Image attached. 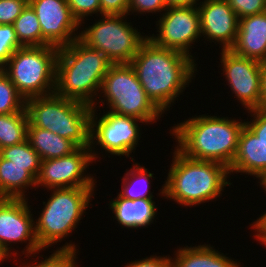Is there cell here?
Listing matches in <instances>:
<instances>
[{
	"label": "cell",
	"instance_id": "cell-26",
	"mask_svg": "<svg viewBox=\"0 0 266 267\" xmlns=\"http://www.w3.org/2000/svg\"><path fill=\"white\" fill-rule=\"evenodd\" d=\"M0 156L18 166H28V171L36 179L38 178L41 158L27 139L19 144L0 149Z\"/></svg>",
	"mask_w": 266,
	"mask_h": 267
},
{
	"label": "cell",
	"instance_id": "cell-25",
	"mask_svg": "<svg viewBox=\"0 0 266 267\" xmlns=\"http://www.w3.org/2000/svg\"><path fill=\"white\" fill-rule=\"evenodd\" d=\"M19 43L23 46H42V32L35 11L28 4L13 23Z\"/></svg>",
	"mask_w": 266,
	"mask_h": 267
},
{
	"label": "cell",
	"instance_id": "cell-18",
	"mask_svg": "<svg viewBox=\"0 0 266 267\" xmlns=\"http://www.w3.org/2000/svg\"><path fill=\"white\" fill-rule=\"evenodd\" d=\"M230 50L260 62L266 60V12L239 19V28Z\"/></svg>",
	"mask_w": 266,
	"mask_h": 267
},
{
	"label": "cell",
	"instance_id": "cell-17",
	"mask_svg": "<svg viewBox=\"0 0 266 267\" xmlns=\"http://www.w3.org/2000/svg\"><path fill=\"white\" fill-rule=\"evenodd\" d=\"M245 173L260 181L266 174V141L258 139L246 126L242 128L236 155L229 173Z\"/></svg>",
	"mask_w": 266,
	"mask_h": 267
},
{
	"label": "cell",
	"instance_id": "cell-7",
	"mask_svg": "<svg viewBox=\"0 0 266 267\" xmlns=\"http://www.w3.org/2000/svg\"><path fill=\"white\" fill-rule=\"evenodd\" d=\"M59 48L26 46L18 48L1 68L26 99L55 92Z\"/></svg>",
	"mask_w": 266,
	"mask_h": 267
},
{
	"label": "cell",
	"instance_id": "cell-21",
	"mask_svg": "<svg viewBox=\"0 0 266 267\" xmlns=\"http://www.w3.org/2000/svg\"><path fill=\"white\" fill-rule=\"evenodd\" d=\"M36 189L37 179L28 166H18L0 156V198L25 199L27 187Z\"/></svg>",
	"mask_w": 266,
	"mask_h": 267
},
{
	"label": "cell",
	"instance_id": "cell-32",
	"mask_svg": "<svg viewBox=\"0 0 266 267\" xmlns=\"http://www.w3.org/2000/svg\"><path fill=\"white\" fill-rule=\"evenodd\" d=\"M28 5V0H0V25L13 24Z\"/></svg>",
	"mask_w": 266,
	"mask_h": 267
},
{
	"label": "cell",
	"instance_id": "cell-23",
	"mask_svg": "<svg viewBox=\"0 0 266 267\" xmlns=\"http://www.w3.org/2000/svg\"><path fill=\"white\" fill-rule=\"evenodd\" d=\"M154 173L148 172V170L141 166L139 163H135L128 172L125 173L122 179V190L118 193L122 198L128 200L137 199H154L151 189V180ZM137 187V188H136Z\"/></svg>",
	"mask_w": 266,
	"mask_h": 267
},
{
	"label": "cell",
	"instance_id": "cell-11",
	"mask_svg": "<svg viewBox=\"0 0 266 267\" xmlns=\"http://www.w3.org/2000/svg\"><path fill=\"white\" fill-rule=\"evenodd\" d=\"M164 12L156 22L159 34H152L148 39L158 47L176 50L194 58L189 49L201 37L198 7H167Z\"/></svg>",
	"mask_w": 266,
	"mask_h": 267
},
{
	"label": "cell",
	"instance_id": "cell-10",
	"mask_svg": "<svg viewBox=\"0 0 266 267\" xmlns=\"http://www.w3.org/2000/svg\"><path fill=\"white\" fill-rule=\"evenodd\" d=\"M95 112L96 109L92 108L90 150L94 162L98 158V153L96 154L94 150L97 145L101 146L110 155L129 157L136 150L135 147H137L142 135L141 126H139L138 122L143 124L145 122L135 117L124 116L110 111L99 118ZM94 144L96 146H93Z\"/></svg>",
	"mask_w": 266,
	"mask_h": 267
},
{
	"label": "cell",
	"instance_id": "cell-3",
	"mask_svg": "<svg viewBox=\"0 0 266 267\" xmlns=\"http://www.w3.org/2000/svg\"><path fill=\"white\" fill-rule=\"evenodd\" d=\"M112 64L101 51L75 39L58 50L55 93L96 109L102 80Z\"/></svg>",
	"mask_w": 266,
	"mask_h": 267
},
{
	"label": "cell",
	"instance_id": "cell-9",
	"mask_svg": "<svg viewBox=\"0 0 266 267\" xmlns=\"http://www.w3.org/2000/svg\"><path fill=\"white\" fill-rule=\"evenodd\" d=\"M126 15H102L79 31V39L87 46L101 51L113 64L131 63L140 46L148 39L127 22Z\"/></svg>",
	"mask_w": 266,
	"mask_h": 267
},
{
	"label": "cell",
	"instance_id": "cell-30",
	"mask_svg": "<svg viewBox=\"0 0 266 267\" xmlns=\"http://www.w3.org/2000/svg\"><path fill=\"white\" fill-rule=\"evenodd\" d=\"M70 11L75 20L82 25L84 18L92 14H101L100 0H67ZM83 21V22H82Z\"/></svg>",
	"mask_w": 266,
	"mask_h": 267
},
{
	"label": "cell",
	"instance_id": "cell-34",
	"mask_svg": "<svg viewBox=\"0 0 266 267\" xmlns=\"http://www.w3.org/2000/svg\"><path fill=\"white\" fill-rule=\"evenodd\" d=\"M167 9L165 0H129V13H158L163 12Z\"/></svg>",
	"mask_w": 266,
	"mask_h": 267
},
{
	"label": "cell",
	"instance_id": "cell-20",
	"mask_svg": "<svg viewBox=\"0 0 266 267\" xmlns=\"http://www.w3.org/2000/svg\"><path fill=\"white\" fill-rule=\"evenodd\" d=\"M210 244L184 246L179 248L174 258H170V267H241V263L232 260Z\"/></svg>",
	"mask_w": 266,
	"mask_h": 267
},
{
	"label": "cell",
	"instance_id": "cell-16",
	"mask_svg": "<svg viewBox=\"0 0 266 267\" xmlns=\"http://www.w3.org/2000/svg\"><path fill=\"white\" fill-rule=\"evenodd\" d=\"M201 36L229 50L236 40L239 18L226 0H203L198 4Z\"/></svg>",
	"mask_w": 266,
	"mask_h": 267
},
{
	"label": "cell",
	"instance_id": "cell-40",
	"mask_svg": "<svg viewBox=\"0 0 266 267\" xmlns=\"http://www.w3.org/2000/svg\"><path fill=\"white\" fill-rule=\"evenodd\" d=\"M257 183H260V187H262L263 190L266 191V174L263 176V178L260 180V182H257Z\"/></svg>",
	"mask_w": 266,
	"mask_h": 267
},
{
	"label": "cell",
	"instance_id": "cell-12",
	"mask_svg": "<svg viewBox=\"0 0 266 267\" xmlns=\"http://www.w3.org/2000/svg\"><path fill=\"white\" fill-rule=\"evenodd\" d=\"M33 215L28 205V197L0 198V248L9 258L17 254L16 251L11 252L12 243L16 242L28 241L26 250L21 251L23 254L26 253L28 258L43 250L36 238ZM12 254L13 256H10Z\"/></svg>",
	"mask_w": 266,
	"mask_h": 267
},
{
	"label": "cell",
	"instance_id": "cell-33",
	"mask_svg": "<svg viewBox=\"0 0 266 267\" xmlns=\"http://www.w3.org/2000/svg\"><path fill=\"white\" fill-rule=\"evenodd\" d=\"M251 121H245V125L253 132L260 140L266 141V108H257L248 110Z\"/></svg>",
	"mask_w": 266,
	"mask_h": 267
},
{
	"label": "cell",
	"instance_id": "cell-24",
	"mask_svg": "<svg viewBox=\"0 0 266 267\" xmlns=\"http://www.w3.org/2000/svg\"><path fill=\"white\" fill-rule=\"evenodd\" d=\"M27 127L26 110L0 114V149L24 142L27 139Z\"/></svg>",
	"mask_w": 266,
	"mask_h": 267
},
{
	"label": "cell",
	"instance_id": "cell-31",
	"mask_svg": "<svg viewBox=\"0 0 266 267\" xmlns=\"http://www.w3.org/2000/svg\"><path fill=\"white\" fill-rule=\"evenodd\" d=\"M237 14L238 18H244L266 12V0H226Z\"/></svg>",
	"mask_w": 266,
	"mask_h": 267
},
{
	"label": "cell",
	"instance_id": "cell-27",
	"mask_svg": "<svg viewBox=\"0 0 266 267\" xmlns=\"http://www.w3.org/2000/svg\"><path fill=\"white\" fill-rule=\"evenodd\" d=\"M25 98L0 68V114L17 113L25 110Z\"/></svg>",
	"mask_w": 266,
	"mask_h": 267
},
{
	"label": "cell",
	"instance_id": "cell-35",
	"mask_svg": "<svg viewBox=\"0 0 266 267\" xmlns=\"http://www.w3.org/2000/svg\"><path fill=\"white\" fill-rule=\"evenodd\" d=\"M101 15H126L129 0H100Z\"/></svg>",
	"mask_w": 266,
	"mask_h": 267
},
{
	"label": "cell",
	"instance_id": "cell-8",
	"mask_svg": "<svg viewBox=\"0 0 266 267\" xmlns=\"http://www.w3.org/2000/svg\"><path fill=\"white\" fill-rule=\"evenodd\" d=\"M100 93L98 98L104 100L97 107H103L106 101L110 112L135 117L146 124L155 123L164 114L147 96L130 63L112 64L102 80Z\"/></svg>",
	"mask_w": 266,
	"mask_h": 267
},
{
	"label": "cell",
	"instance_id": "cell-19",
	"mask_svg": "<svg viewBox=\"0 0 266 267\" xmlns=\"http://www.w3.org/2000/svg\"><path fill=\"white\" fill-rule=\"evenodd\" d=\"M110 210L121 227L140 229L148 227L156 218L157 206L153 199L128 200L119 194L109 201Z\"/></svg>",
	"mask_w": 266,
	"mask_h": 267
},
{
	"label": "cell",
	"instance_id": "cell-38",
	"mask_svg": "<svg viewBox=\"0 0 266 267\" xmlns=\"http://www.w3.org/2000/svg\"><path fill=\"white\" fill-rule=\"evenodd\" d=\"M261 108H266V60L261 62Z\"/></svg>",
	"mask_w": 266,
	"mask_h": 267
},
{
	"label": "cell",
	"instance_id": "cell-2",
	"mask_svg": "<svg viewBox=\"0 0 266 267\" xmlns=\"http://www.w3.org/2000/svg\"><path fill=\"white\" fill-rule=\"evenodd\" d=\"M245 121L210 115L192 118L173 126L176 148L195 160L215 161L230 168Z\"/></svg>",
	"mask_w": 266,
	"mask_h": 267
},
{
	"label": "cell",
	"instance_id": "cell-14",
	"mask_svg": "<svg viewBox=\"0 0 266 267\" xmlns=\"http://www.w3.org/2000/svg\"><path fill=\"white\" fill-rule=\"evenodd\" d=\"M220 63L225 81L245 109L261 108V62L222 50Z\"/></svg>",
	"mask_w": 266,
	"mask_h": 267
},
{
	"label": "cell",
	"instance_id": "cell-1",
	"mask_svg": "<svg viewBox=\"0 0 266 267\" xmlns=\"http://www.w3.org/2000/svg\"><path fill=\"white\" fill-rule=\"evenodd\" d=\"M194 62L182 52L158 47L147 39L130 64L147 96L165 113L196 75Z\"/></svg>",
	"mask_w": 266,
	"mask_h": 267
},
{
	"label": "cell",
	"instance_id": "cell-41",
	"mask_svg": "<svg viewBox=\"0 0 266 267\" xmlns=\"http://www.w3.org/2000/svg\"><path fill=\"white\" fill-rule=\"evenodd\" d=\"M6 258L9 260L8 256L0 248V263L2 264V262H4Z\"/></svg>",
	"mask_w": 266,
	"mask_h": 267
},
{
	"label": "cell",
	"instance_id": "cell-15",
	"mask_svg": "<svg viewBox=\"0 0 266 267\" xmlns=\"http://www.w3.org/2000/svg\"><path fill=\"white\" fill-rule=\"evenodd\" d=\"M28 4L40 23L42 46L61 48L79 38L80 24L72 16L67 0H28Z\"/></svg>",
	"mask_w": 266,
	"mask_h": 267
},
{
	"label": "cell",
	"instance_id": "cell-37",
	"mask_svg": "<svg viewBox=\"0 0 266 267\" xmlns=\"http://www.w3.org/2000/svg\"><path fill=\"white\" fill-rule=\"evenodd\" d=\"M266 212V211H265ZM263 213L257 220L253 221L251 228L255 230L256 240L260 241L266 247V213Z\"/></svg>",
	"mask_w": 266,
	"mask_h": 267
},
{
	"label": "cell",
	"instance_id": "cell-36",
	"mask_svg": "<svg viewBox=\"0 0 266 267\" xmlns=\"http://www.w3.org/2000/svg\"><path fill=\"white\" fill-rule=\"evenodd\" d=\"M125 267H170V256H152L151 257H145L141 260H135L127 265Z\"/></svg>",
	"mask_w": 266,
	"mask_h": 267
},
{
	"label": "cell",
	"instance_id": "cell-39",
	"mask_svg": "<svg viewBox=\"0 0 266 267\" xmlns=\"http://www.w3.org/2000/svg\"><path fill=\"white\" fill-rule=\"evenodd\" d=\"M165 2L167 7H190L200 3L199 0H165Z\"/></svg>",
	"mask_w": 266,
	"mask_h": 267
},
{
	"label": "cell",
	"instance_id": "cell-29",
	"mask_svg": "<svg viewBox=\"0 0 266 267\" xmlns=\"http://www.w3.org/2000/svg\"><path fill=\"white\" fill-rule=\"evenodd\" d=\"M23 47L16 36L13 24L0 25V68L10 59L12 54Z\"/></svg>",
	"mask_w": 266,
	"mask_h": 267
},
{
	"label": "cell",
	"instance_id": "cell-22",
	"mask_svg": "<svg viewBox=\"0 0 266 267\" xmlns=\"http://www.w3.org/2000/svg\"><path fill=\"white\" fill-rule=\"evenodd\" d=\"M27 140L39 154L41 160L64 157L78 148L73 141L60 137L49 130L31 126L29 123Z\"/></svg>",
	"mask_w": 266,
	"mask_h": 267
},
{
	"label": "cell",
	"instance_id": "cell-5",
	"mask_svg": "<svg viewBox=\"0 0 266 267\" xmlns=\"http://www.w3.org/2000/svg\"><path fill=\"white\" fill-rule=\"evenodd\" d=\"M25 110L31 126L49 130L78 147H90L91 106L54 92L26 99Z\"/></svg>",
	"mask_w": 266,
	"mask_h": 267
},
{
	"label": "cell",
	"instance_id": "cell-13",
	"mask_svg": "<svg viewBox=\"0 0 266 267\" xmlns=\"http://www.w3.org/2000/svg\"><path fill=\"white\" fill-rule=\"evenodd\" d=\"M93 161L90 147H78L64 157L41 160L37 188H95L96 180L93 175L85 173Z\"/></svg>",
	"mask_w": 266,
	"mask_h": 267
},
{
	"label": "cell",
	"instance_id": "cell-4",
	"mask_svg": "<svg viewBox=\"0 0 266 267\" xmlns=\"http://www.w3.org/2000/svg\"><path fill=\"white\" fill-rule=\"evenodd\" d=\"M174 148L171 168L159 195L192 207L220 197L224 188L232 184L227 180L230 173L224 164L195 160Z\"/></svg>",
	"mask_w": 266,
	"mask_h": 267
},
{
	"label": "cell",
	"instance_id": "cell-6",
	"mask_svg": "<svg viewBox=\"0 0 266 267\" xmlns=\"http://www.w3.org/2000/svg\"><path fill=\"white\" fill-rule=\"evenodd\" d=\"M95 188L50 189L51 197L43 202L44 208L36 219L35 234L42 249L62 242L77 228L87 210ZM53 244V245H52Z\"/></svg>",
	"mask_w": 266,
	"mask_h": 267
},
{
	"label": "cell",
	"instance_id": "cell-28",
	"mask_svg": "<svg viewBox=\"0 0 266 267\" xmlns=\"http://www.w3.org/2000/svg\"><path fill=\"white\" fill-rule=\"evenodd\" d=\"M76 245L71 242L65 243V245L58 248L53 252L49 257H45L44 260L38 261L34 259V264L30 263H21V267H78L76 264V259L78 257ZM77 253V254H76Z\"/></svg>",
	"mask_w": 266,
	"mask_h": 267
}]
</instances>
